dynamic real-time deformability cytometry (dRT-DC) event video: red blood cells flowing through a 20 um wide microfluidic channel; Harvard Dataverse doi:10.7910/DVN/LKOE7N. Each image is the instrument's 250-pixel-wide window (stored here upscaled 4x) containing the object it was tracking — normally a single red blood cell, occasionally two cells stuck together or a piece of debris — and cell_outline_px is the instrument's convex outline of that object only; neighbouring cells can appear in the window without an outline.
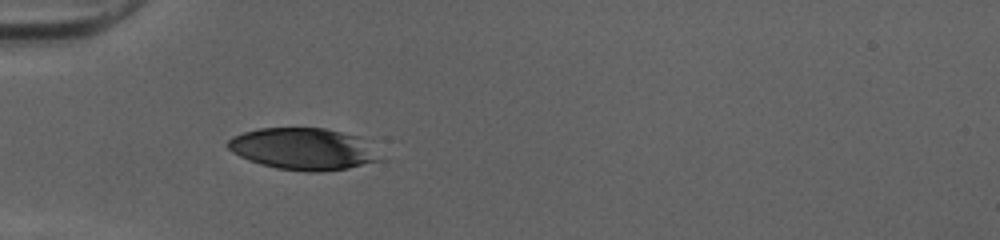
{"species": "human", "species_latin": "Homo sapiens", "temperature_condition": "cold", "stored_images_in_passage": 35, "camera_frame_rate_fps": 3000, "um_per_image_px": 0.085, "donor": {"sex": "female"}, "frame": {"image": 1, "passage_image": 1, "time_ms": 0.0, "image_size_px": [1000, 240], "cell_outline_px": [[388, 160], [348, 168], [320, 172], [308, 172], [276, 168], [260, 164], [248, 160], [232, 152], [228, 148], [228, 140], [232, 136], [244, 132], [260, 128], [324, 128], [360, 136]], "centroid_in_image_um": [25.85, 12.67], "position_along_channel_um": 59.1, "area_um2": 37.51}}
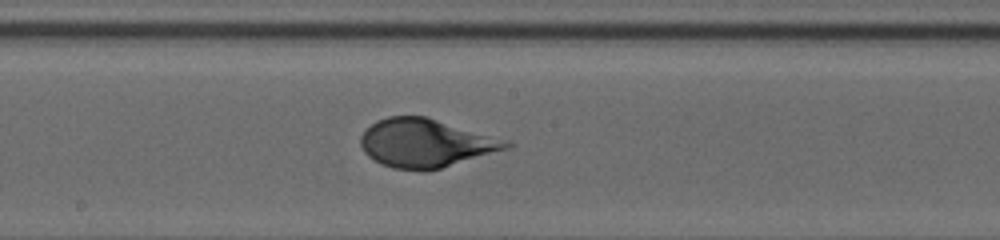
{"frame": {"image": 2, "passage_image": 13, "time_ms": 4.0, "image_size_px": [1000, 240], "cell_outline_px": [[512, 144], [508, 148], [440, 168], [424, 172], [420, 172], [392, 168], [380, 164], [368, 156], [364, 152], [360, 144], [360, 136], [376, 120], [388, 116], [424, 116], [512, 140]], "centroid_in_image_um": [36.18, 12.17], "position_along_channel_um": 212.0, "area_um2": 41.27}}
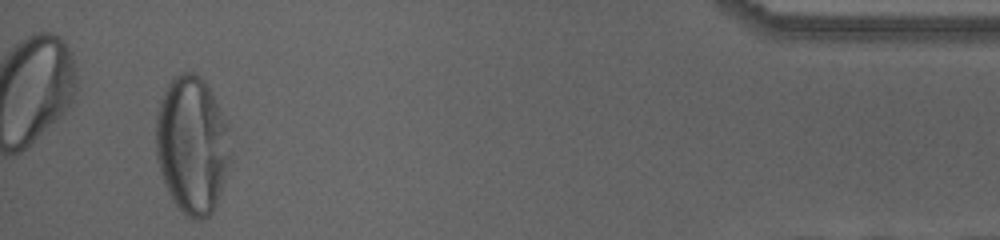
{"frame": {"image": 3, "passage_image": 33, "time_ms": 10.667, "image_size_px": [1000, 240], "cell_outline_px": [[232, 160], [216, 204], [212, 212], [204, 220], [192, 220], [172, 200], [164, 184], [160, 172], [156, 156], [156, 112], [160, 100], [168, 84], [176, 76], [184, 72], [192, 72], [204, 80], [228, 128]], "centroid_in_image_um": [16.32, 12.37], "position_along_channel_um": 418.9, "area_um2": 59.71}, "authors_computed_cell_mechanics": {"area_um2": 41.9628, "velocity_mm_per_s": 4.0302, "shape_relaxation_time_tau1_ms": 4.7778, "shape_relaxation_time_tau2_ms": null, "deformation_change_tau1": 0.1951, "deformation_change_tau2": null}}